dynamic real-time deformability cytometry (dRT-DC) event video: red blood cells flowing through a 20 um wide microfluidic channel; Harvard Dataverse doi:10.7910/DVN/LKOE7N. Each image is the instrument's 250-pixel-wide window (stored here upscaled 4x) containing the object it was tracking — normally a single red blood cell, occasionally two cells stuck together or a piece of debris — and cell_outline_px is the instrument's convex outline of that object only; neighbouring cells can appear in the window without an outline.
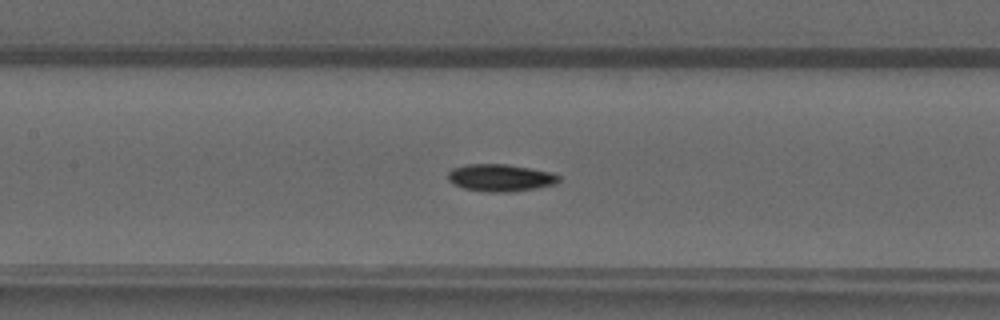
{"species": "common noctule bat (a hibernating species)", "species_latin": "Nyctalus noctula", "temperature_condition": "warm", "stored_images_in_passage": 48, "camera_frame_rate_fps": 3000, "um_per_image_px": 0.085, "animal": {"sex": "male", "forearm_length_mm": 52.5}, "frame": {"image": 1, "passage_image": 23, "time_ms": 7.333, "image_size_px": [1000, 320], "cell_outline_px": [[560, 180], [556, 184], [536, 188], [508, 192], [488, 192], [464, 188], [448, 180], [448, 172], [452, 168], [464, 164], [508, 164], [552, 172], [560, 176]], "centroid_in_image_um": [42.55, 15.1], "position_along_channel_um": 164.9, "area_um2": 17.63}}
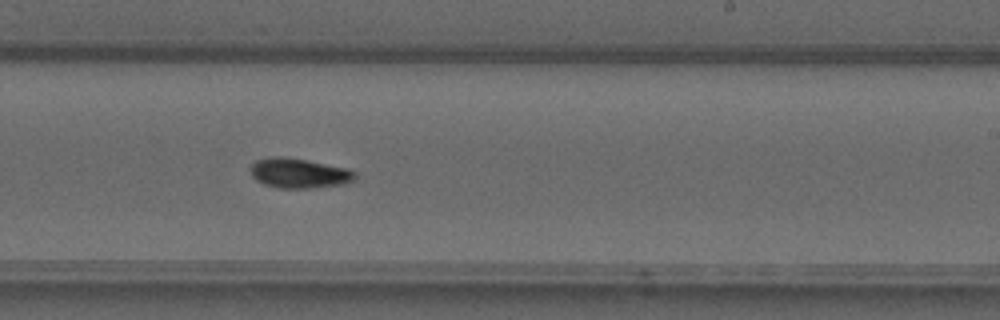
{"frame": {"image": 2, "passage_image": 30, "time_ms": 9.667, "image_size_px": [1000, 320], "cell_outline_px": [[356, 176], [352, 180], [344, 184], [312, 188], [276, 188], [264, 184], [256, 180], [252, 176], [252, 164], [256, 160], [272, 156], [280, 156], [308, 160], [348, 168], [356, 172]], "centroid_in_image_um": [25.43, 14.72], "position_along_channel_um": 263.6, "area_um2": 18.21}}
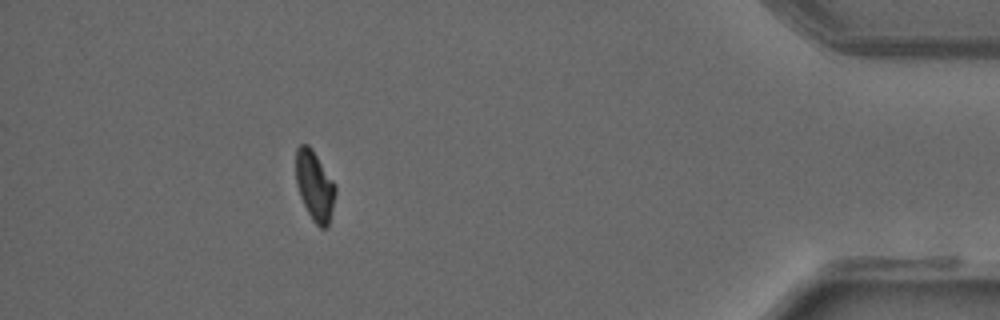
{"frame": {"image": 3, "passage_image": 44, "time_ms": 14.333, "image_size_px": [1000, 320], "cell_outline_px": [[336, 192], [328, 228], [320, 228], [312, 220], [300, 196], [296, 184], [296, 148], [300, 144], [308, 144], [312, 148], [336, 184]], "centroid_in_image_um": [26.76, 15.78], "position_along_channel_um": 408.4, "area_um2": 16.24}}